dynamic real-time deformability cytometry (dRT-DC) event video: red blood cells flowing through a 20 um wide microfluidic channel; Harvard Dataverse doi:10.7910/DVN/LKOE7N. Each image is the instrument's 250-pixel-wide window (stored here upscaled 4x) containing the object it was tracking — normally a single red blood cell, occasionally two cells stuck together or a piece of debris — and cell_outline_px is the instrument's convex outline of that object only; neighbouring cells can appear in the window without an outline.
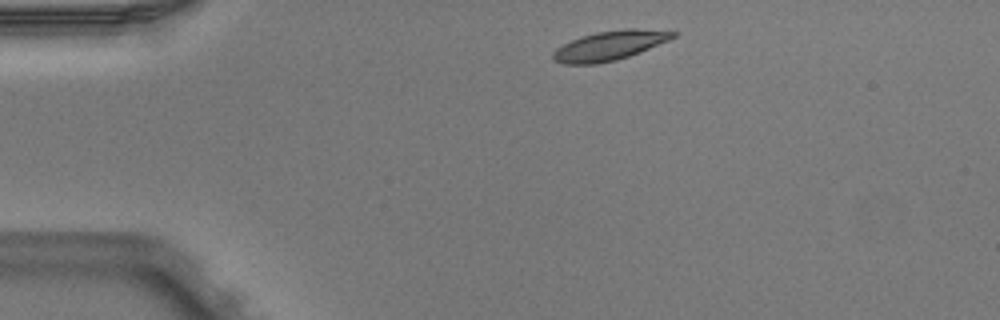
{"species": "Egyptian fruit bat (a non-hibernating species)", "species_latin": "Rousettus aegyptiacus", "temperature_condition": "warm", "stored_images_in_passage": 4, "camera_frame_rate_fps": 3000, "um_per_image_px": 0.085, "animal": {"sex": "male"}, "frame": {"image": 1, "passage_image": 1, "time_ms": 0.0, "image_size_px": [1000, 320], "cell_outline_px": [[676, 36], [668, 40], [640, 52], [616, 60], [596, 64], [564, 64], [552, 60], [552, 52], [556, 48], [580, 36], [596, 32], [624, 28], [636, 28], [676, 32]], "centroid_in_image_um": [51.77, 3.87], "position_along_channel_um": 33.2, "area_um2": 20.52}}
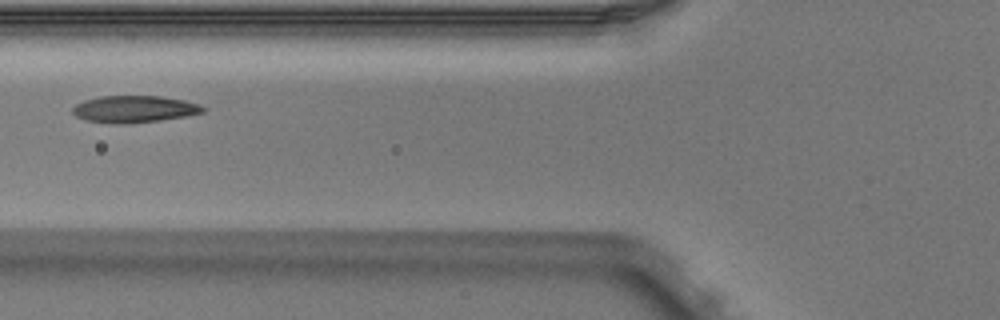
{"frame": {"image": 2, "passage_image": 3, "time_ms": 0.667, "image_size_px": [1000, 320], "cell_outline_px": [[208, 108], [204, 112], [184, 116], [160, 120], [128, 124], [116, 124], [88, 120], [76, 116], [72, 112], [72, 108], [76, 104], [84, 100], [100, 96], [160, 96], [184, 100], [200, 104]], "centroid_in_image_um": [11.43, 9.27], "position_along_channel_um": 114.4, "area_um2": 20.46}}
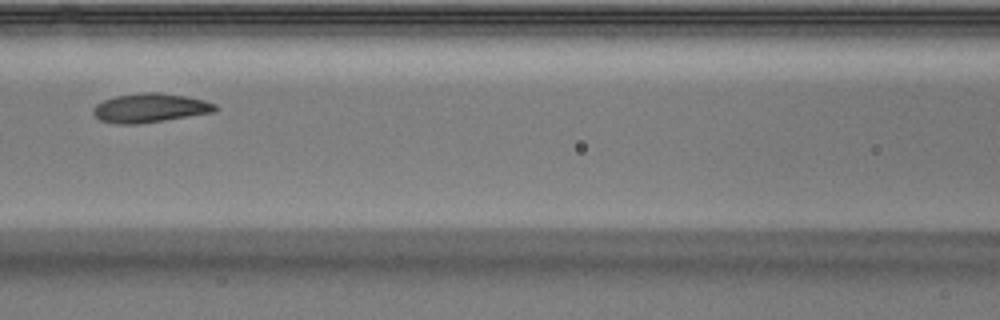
{"frame": {"image": 3, "passage_image": 4, "time_ms": 1.0, "image_size_px": [1000, 320], "cell_outline_px": [[220, 108], [216, 112], [164, 120], [136, 124], [116, 124], [100, 120], [92, 112], [92, 108], [96, 104], [104, 100], [116, 96], [140, 92], [160, 92], [188, 96], [204, 100], [216, 104]], "centroid_in_image_um": [12.78, 9.16], "position_along_channel_um": 153.8, "area_um2": 20.87}}